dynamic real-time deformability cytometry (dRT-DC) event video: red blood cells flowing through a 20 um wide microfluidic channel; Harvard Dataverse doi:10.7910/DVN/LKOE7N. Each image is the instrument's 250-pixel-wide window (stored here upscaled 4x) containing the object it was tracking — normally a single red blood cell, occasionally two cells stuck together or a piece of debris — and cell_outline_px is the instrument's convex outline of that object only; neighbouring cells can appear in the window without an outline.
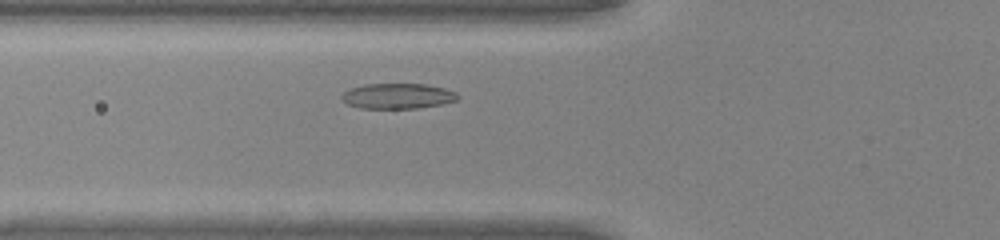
{"species": "common noctule bat (a hibernating species)", "species_latin": "Nyctalus noctula", "temperature_condition": "warm", "stored_images_in_passage": 33, "camera_frame_rate_fps": 3000, "um_per_image_px": 0.085, "animal": {"sex": "male", "body_mass_g": 20.0, "forearm_length_mm": 53.3}, "frame": {"image": 1, "passage_image": 8, "time_ms": 2.333, "image_size_px": [1000, 240], "cell_outline_px": [[460, 96], [456, 100], [440, 104], [416, 108], [360, 108], [348, 104], [340, 100], [340, 96], [344, 92], [352, 88], [368, 84], [424, 84], [444, 88], [456, 92]], "centroid_in_image_um": [33.78, 8.16], "position_along_channel_um": 92.0, "area_um2": 16.99}}
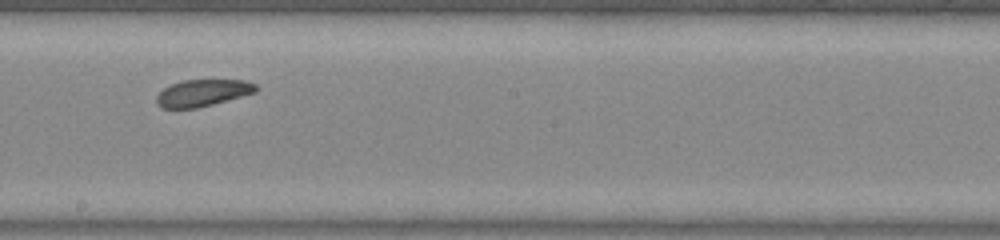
{"frame": {"image": 2, "passage_image": 18, "time_ms": 5.667, "image_size_px": [1000, 240], "cell_outline_px": [[256, 92], [212, 104], [196, 108], [160, 108], [156, 104], [156, 96], [164, 88], [172, 84], [184, 80], [244, 80], [256, 84]], "centroid_in_image_um": [17.19, 7.9], "position_along_channel_um": 231.0, "area_um2": 15.37}}
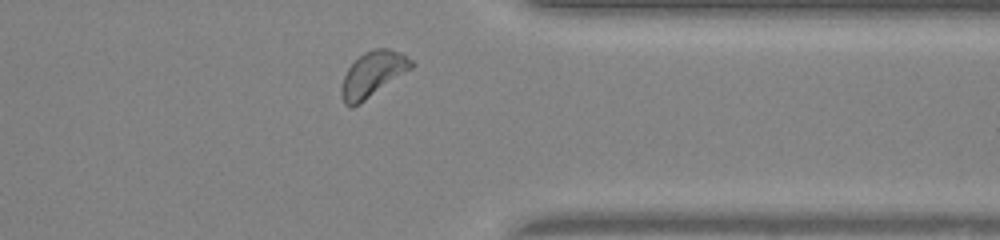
{"frame": {"image": 3, "passage_image": 29, "time_ms": 9.333, "image_size_px": [1000, 240], "cell_outline_px": [[416, 64], [412, 68], [360, 104], [352, 108], [348, 108], [344, 104], [340, 96], [340, 88], [344, 76], [348, 68], [364, 52], [372, 48], [388, 48], [400, 52], [412, 60]], "centroid_in_image_um": [31.67, 6.33], "position_along_channel_um": 379.7, "area_um2": 18.61}, "authors_computed_cell_mechanics": {"area_um2": 16.5886, "velocity_mm_per_s": 4.1777, "shape_relaxation_time_tau1_ms": 1.5286, "shape_relaxation_time_tau2_ms": 4.9921, "deformation_change_tau1": 0.0668, "deformation_change_tau2": 0.0985}}